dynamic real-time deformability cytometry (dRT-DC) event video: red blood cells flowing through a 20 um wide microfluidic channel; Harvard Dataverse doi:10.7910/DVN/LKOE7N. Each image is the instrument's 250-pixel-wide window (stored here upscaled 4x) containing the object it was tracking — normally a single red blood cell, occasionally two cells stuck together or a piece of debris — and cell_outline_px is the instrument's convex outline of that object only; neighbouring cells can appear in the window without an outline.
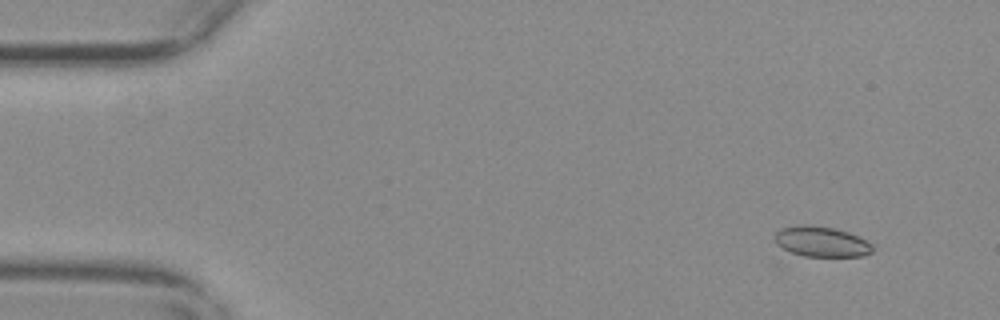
{"species": "common noctule bat (a hibernating species)", "species_latin": "Nyctalus noctula", "temperature_condition": "warm", "stored_images_in_passage": 54, "camera_frame_rate_fps": 3000, "um_per_image_px": 0.085, "animal": {"sex": "female", "body_mass_g": 29.2, "forearm_length_mm": 56.3}, "frame": {"image": 1, "passage_image": 2, "time_ms": 0.333, "image_size_px": [1000, 320], "cell_outline_px": [[876, 244], [872, 252], [864, 256], [804, 256], [792, 252], [776, 244], [776, 232], [780, 228], [800, 224], [812, 224], [836, 228], [848, 232]], "centroid_in_image_um": [69.88, 20.52], "position_along_channel_um": 15.1, "area_um2": 17.51}}
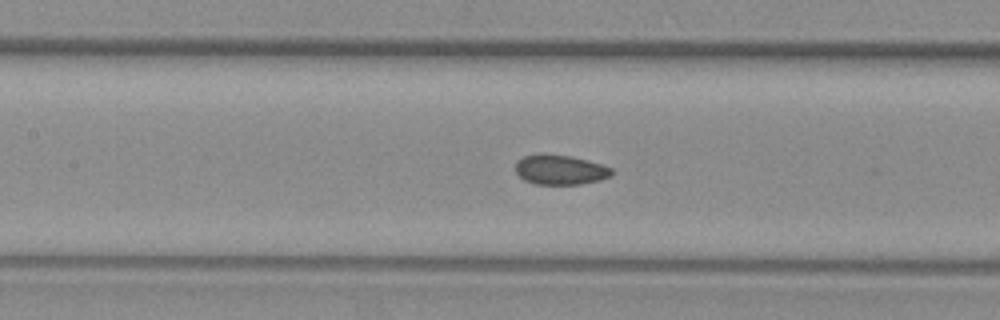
{"frame": {"image": 2, "passage_image": 23, "time_ms": 7.333, "image_size_px": [1000, 320], "cell_outline_px": [[612, 176], [600, 180], [580, 184], [536, 184], [524, 180], [516, 172], [516, 160], [524, 156], [540, 152], [568, 156], [600, 164], [612, 168]], "centroid_in_image_um": [47.58, 14.42], "position_along_channel_um": 159.8, "area_um2": 16.7}}
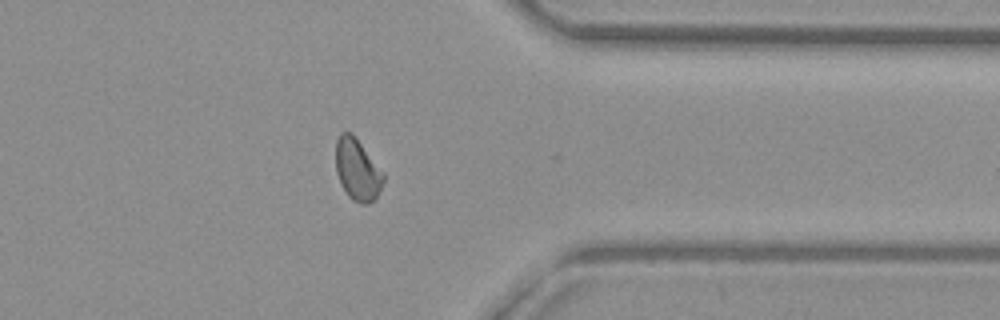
{"frame": {"image": 3, "passage_image": 42, "time_ms": 13.667, "image_size_px": [1000, 320], "cell_outline_px": [[384, 180], [376, 196], [368, 204], [360, 204], [352, 200], [348, 196], [336, 172], [336, 140], [340, 132], [352, 132], [384, 172]], "centroid_in_image_um": [30.37, 14.39], "position_along_channel_um": 381.0, "area_um2": 17.05}, "authors_computed_cell_mechanics": {"area_um2": 17.1666, "velocity_mm_per_s": 3.6732, "shape_relaxation_time_tau1_ms": null, "shape_relaxation_time_tau2_ms": 1.3484, "deformation_change_tau1": null, "deformation_change_tau2": 0.0663}}